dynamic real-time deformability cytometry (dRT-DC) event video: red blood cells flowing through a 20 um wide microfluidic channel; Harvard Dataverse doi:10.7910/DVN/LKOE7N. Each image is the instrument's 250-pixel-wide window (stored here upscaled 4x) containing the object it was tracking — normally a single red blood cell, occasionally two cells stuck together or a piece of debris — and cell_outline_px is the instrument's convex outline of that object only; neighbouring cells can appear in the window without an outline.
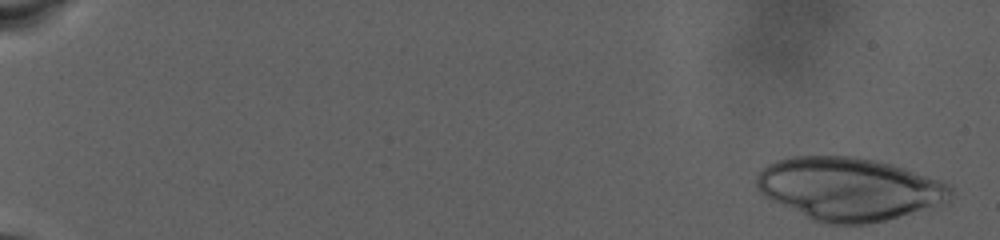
{"species": "human", "species_latin": "Homo sapiens", "temperature_condition": "warm", "stored_images_in_passage": 79, "camera_frame_rate_fps": 3000, "um_per_image_px": 0.085, "donor": {"sex": "male"}, "frame": {"image": 1, "passage_image": 2, "time_ms": 0.333, "image_size_px": [1000, 240], "cell_outline_px": [[952, 200], [948, 204], [868, 224], [820, 224], [764, 196], [756, 188], [756, 176], [768, 164], [776, 160], [788, 156], [856, 156], [876, 160], [892, 164], [940, 180], [948, 184], [952, 188]], "centroid_in_image_um": [72.2, 16.06], "position_along_channel_um": 12.8, "area_um2": 71.73}}